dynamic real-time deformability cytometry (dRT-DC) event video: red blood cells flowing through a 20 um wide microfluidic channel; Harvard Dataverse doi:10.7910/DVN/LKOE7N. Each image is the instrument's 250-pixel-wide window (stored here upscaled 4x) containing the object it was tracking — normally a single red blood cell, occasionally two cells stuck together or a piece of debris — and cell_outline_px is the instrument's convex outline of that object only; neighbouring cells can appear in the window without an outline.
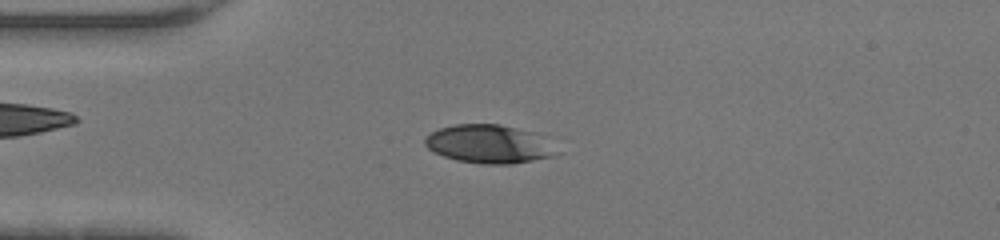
{"species": "human", "species_latin": "Homo sapiens", "temperature_condition": "warm", "stored_images_in_passage": 45, "camera_frame_rate_fps": 3000, "um_per_image_px": 0.085, "donor": {"sex": "female"}, "frame": {"image": 1, "passage_image": 11, "time_ms": 3.333, "image_size_px": [1000, 240], "cell_outline_px": [[564, 152], [556, 156], [512, 164], [484, 164], [456, 160], [444, 156], [428, 148], [424, 144], [424, 140], [432, 132], [440, 128], [456, 124], [500, 124], [532, 132]], "centroid_in_image_um": [41.61, 12.26], "position_along_channel_um": 43.4, "area_um2": 29.42}}
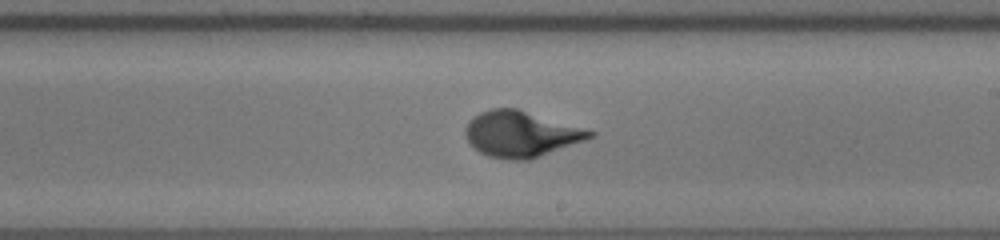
{"frame": {"image": 2, "passage_image": 26, "time_ms": 8.333, "image_size_px": [1000, 240], "cell_outline_px": [[596, 136], [532, 160], [508, 160], [488, 156], [480, 152], [468, 140], [464, 132], [468, 124], [480, 112], [492, 108], [516, 108], [596, 132]], "centroid_in_image_um": [44.31, 11.41], "position_along_channel_um": 244.7, "area_um2": 32.95}}
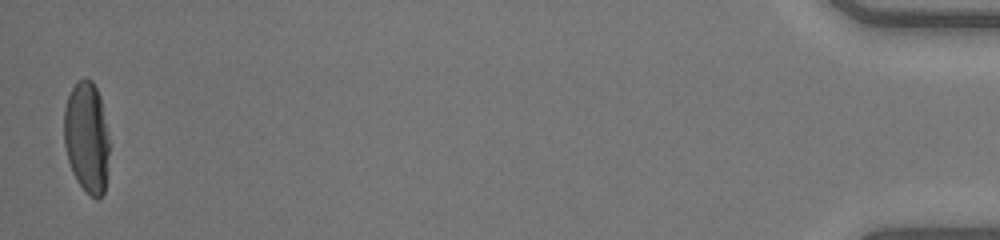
{"frame": {"image": 3, "passage_image": 45, "time_ms": 14.667, "image_size_px": [1000, 240], "cell_outline_px": [[112, 144], [108, 172], [104, 192], [96, 200], [76, 180], [72, 172], [68, 160], [64, 144], [64, 108], [68, 96], [76, 80], [92, 80], [100, 96]], "centroid_in_image_um": [7.42, 11.69], "position_along_channel_um": 427.8, "area_um2": 30.11}, "authors_computed_cell_mechanics": {"area_um2": 31.6744, "velocity_mm_per_s": 4.4515, "shape_relaxation_time_tau1_ms": 2.9701, "shape_relaxation_time_tau2_ms": null, "deformation_change_tau1": 0.2188, "deformation_change_tau2": null}}